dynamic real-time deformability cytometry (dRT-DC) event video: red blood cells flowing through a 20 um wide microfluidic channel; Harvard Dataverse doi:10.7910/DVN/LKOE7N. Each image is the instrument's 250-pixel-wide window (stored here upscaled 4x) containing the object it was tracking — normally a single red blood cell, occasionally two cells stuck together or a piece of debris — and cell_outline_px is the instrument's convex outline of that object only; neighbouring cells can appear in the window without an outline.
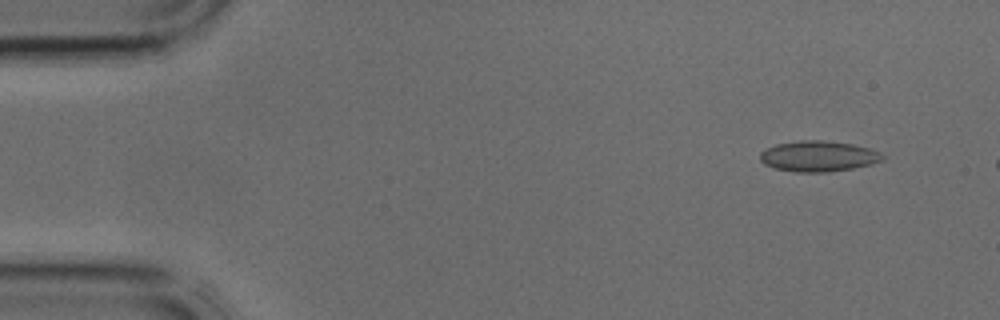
{"species": "common noctule bat (a hibernating species)", "species_latin": "Nyctalus noctula", "temperature_condition": "cold", "stored_images_in_passage": 3, "camera_frame_rate_fps": 3000, "um_per_image_px": 0.085, "animal": {"sex": "male", "body_mass_g": 17.9, "forearm_length_mm": 54.2}, "frame": {"image": 1, "passage_image": 1, "time_ms": 0.0, "image_size_px": [1000, 320], "cell_outline_px": [[884, 160], [872, 164], [852, 168], [828, 172], [796, 172], [772, 168], [764, 164], [760, 160], [760, 152], [776, 144], [800, 140], [824, 140], [852, 144], [868, 148], [884, 156]], "centroid_in_image_um": [69.53, 13.28], "position_along_channel_um": 15.5, "area_um2": 21.85}}